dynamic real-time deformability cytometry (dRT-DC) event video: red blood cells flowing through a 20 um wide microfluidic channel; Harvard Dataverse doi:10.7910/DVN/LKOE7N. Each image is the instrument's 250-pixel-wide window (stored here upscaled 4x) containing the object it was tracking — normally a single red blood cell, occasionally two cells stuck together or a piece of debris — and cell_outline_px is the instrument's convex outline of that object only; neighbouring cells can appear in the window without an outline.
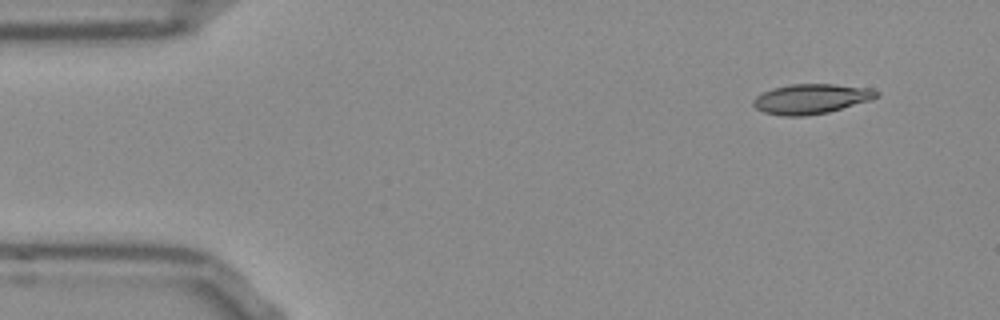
{"species": "Egyptian fruit bat (a non-hibernating species)", "species_latin": "Rousettus aegyptiacus", "temperature_condition": "room temperature", "stored_images_in_passage": 8, "camera_frame_rate_fps": 3000, "um_per_image_px": 0.085, "frame": {"image": 1, "passage_image": 1, "time_ms": 0.0, "image_size_px": [1000, 320], "cell_outline_px": [[880, 96], [872, 100], [828, 112], [804, 116], [784, 116], [764, 112], [756, 108], [752, 104], [752, 100], [756, 96], [772, 88], [792, 84], [832, 84], [872, 88], [880, 92]], "centroid_in_image_um": [68.98, 8.4], "position_along_channel_um": 16.0, "area_um2": 21.56}}